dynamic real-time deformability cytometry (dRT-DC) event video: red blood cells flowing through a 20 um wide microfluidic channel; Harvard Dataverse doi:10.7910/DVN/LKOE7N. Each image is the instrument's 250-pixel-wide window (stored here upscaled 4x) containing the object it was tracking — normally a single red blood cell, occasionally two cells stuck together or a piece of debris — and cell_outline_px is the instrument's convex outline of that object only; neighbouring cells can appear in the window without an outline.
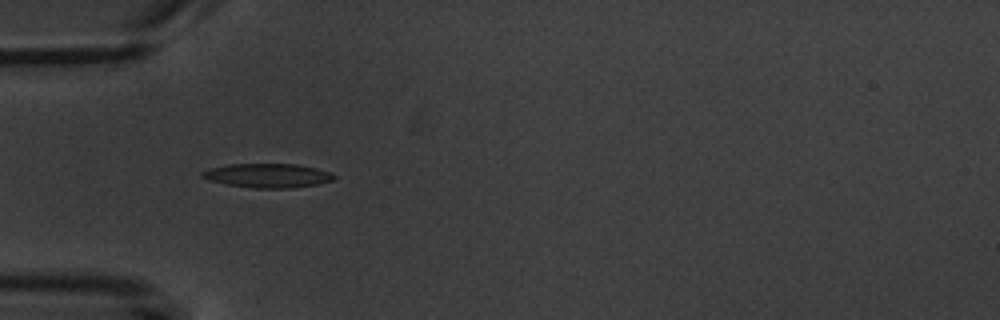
{"species": "common noctule bat (a hibernating species)", "species_latin": "Nyctalus noctula", "temperature_condition": "warm", "stored_images_in_passage": 5, "camera_frame_rate_fps": 3000, "um_per_image_px": 0.085, "animal": {"sex": "male", "body_mass_g": 20.1, "forearm_length_mm": 53.5}, "frame": {"image": 1, "passage_image": 4, "time_ms": 5.333, "image_size_px": [1000, 320], "cell_outline_px": [[336, 176], [332, 180], [316, 184], [292, 188], [256, 188], [228, 184], [208, 180], [200, 176], [200, 172], [208, 168], [228, 164], [296, 164], [316, 168], [328, 172]], "centroid_in_image_um": [22.7, 14.91], "position_along_channel_um": 62.3, "area_um2": 18.38}}